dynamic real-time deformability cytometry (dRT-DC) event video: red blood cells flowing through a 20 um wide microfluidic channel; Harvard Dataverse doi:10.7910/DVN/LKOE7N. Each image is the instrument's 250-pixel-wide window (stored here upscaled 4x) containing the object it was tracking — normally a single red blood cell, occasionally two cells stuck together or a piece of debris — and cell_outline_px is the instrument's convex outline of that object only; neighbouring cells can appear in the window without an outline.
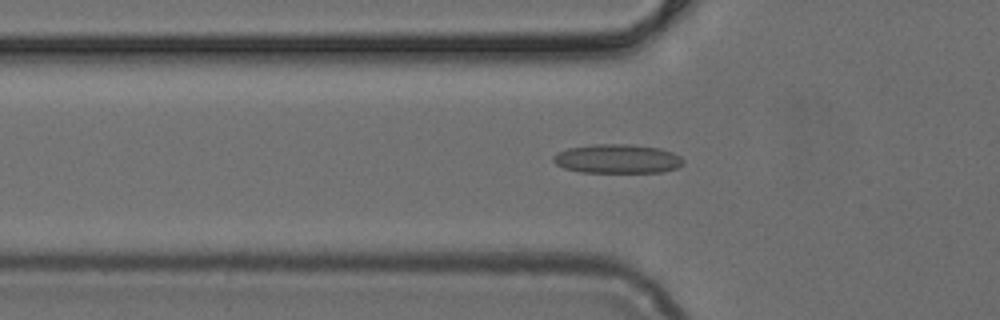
{"species": "common noctule bat (a hibernating species)", "species_latin": "Nyctalus noctula", "temperature_condition": "cold", "stored_images_in_passage": 50, "camera_frame_rate_fps": 3000, "um_per_image_px": 0.085, "animal": {"sex": "female", "body_mass_g": 24.6, "forearm_length_mm": 56.2}, "frame": {"image": 1, "passage_image": 17, "time_ms": 5.333, "image_size_px": [1000, 320], "cell_outline_px": [[684, 164], [676, 168], [664, 172], [580, 172], [564, 168], [556, 164], [552, 160], [552, 156], [556, 152], [568, 148], [592, 144], [632, 144], [660, 148], [672, 152], [680, 156], [684, 160]], "centroid_in_image_um": [52.47, 13.49], "position_along_channel_um": 73.3, "area_um2": 22.25}}
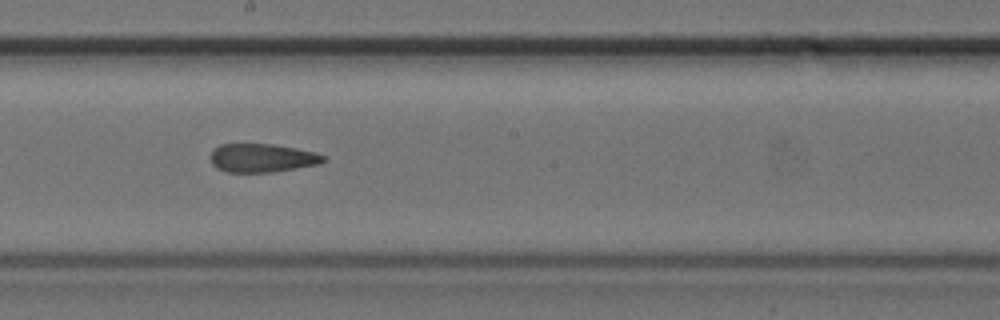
{"frame": {"image": 2, "passage_image": 28, "time_ms": 9.0, "image_size_px": [1000, 320], "cell_outline_px": [[328, 160], [320, 164], [272, 172], [228, 172], [216, 168], [212, 164], [212, 148], [220, 144], [272, 144], [296, 148], [316, 152], [328, 156]], "centroid_in_image_um": [22.33, 13.42], "position_along_channel_um": 225.9, "area_um2": 18.96}}
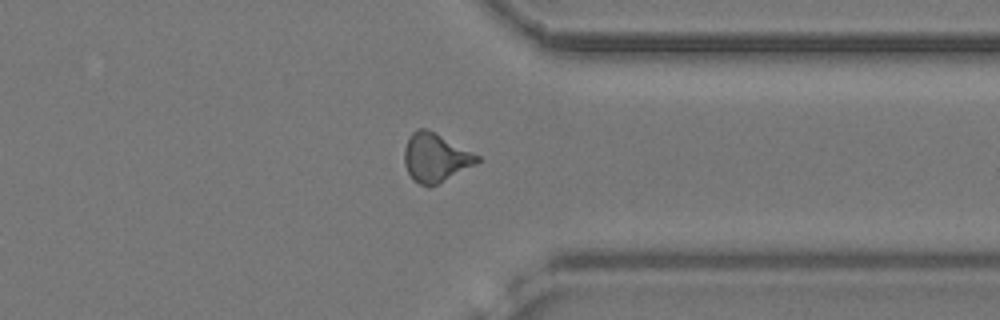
{"frame": {"image": 3, "passage_image": 39, "time_ms": 12.667, "image_size_px": [1000, 320], "cell_outline_px": [[480, 160], [476, 164], [428, 188], [412, 180], [404, 164], [404, 148], [408, 136], [416, 128], [428, 128], [436, 132], [480, 156]], "centroid_in_image_um": [36.98, 13.37], "position_along_channel_um": 374.4, "area_um2": 20.81}}